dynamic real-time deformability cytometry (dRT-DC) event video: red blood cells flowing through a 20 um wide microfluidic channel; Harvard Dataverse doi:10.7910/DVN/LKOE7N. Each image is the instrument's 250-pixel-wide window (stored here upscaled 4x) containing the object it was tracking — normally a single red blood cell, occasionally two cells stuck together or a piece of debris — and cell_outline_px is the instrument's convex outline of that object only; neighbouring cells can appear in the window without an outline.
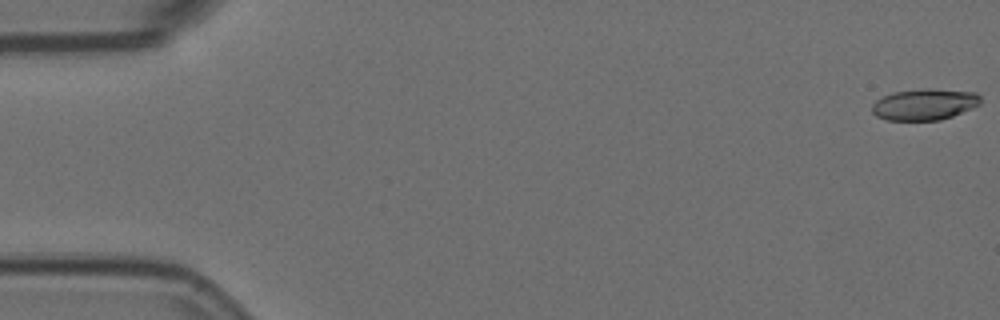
{"species": "Egyptian fruit bat (a non-hibernating species)", "species_latin": "Rousettus aegyptiacus", "temperature_condition": "room temperature", "stored_images_in_passage": 8, "camera_frame_rate_fps": 3000, "um_per_image_px": 0.085, "animal": {"sex": "female"}, "frame": {"image": 1, "passage_image": 1, "time_ms": 0.0, "image_size_px": [1000, 320], "cell_outline_px": [[980, 104], [972, 108], [952, 116], [940, 120], [888, 120], [876, 116], [872, 112], [872, 104], [876, 100], [892, 92], [924, 88], [928, 88], [976, 92], [980, 96]], "centroid_in_image_um": [78.57, 8.86], "position_along_channel_um": 6.4, "area_um2": 19.83}}
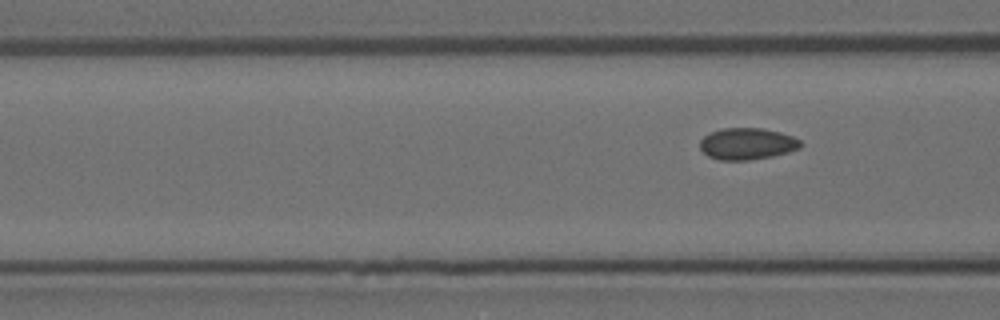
{"frame": {"image": 2, "passage_image": 8, "time_ms": 2.333, "image_size_px": [1000, 320], "cell_outline_px": [[804, 144], [800, 148], [788, 152], [772, 156], [748, 160], [720, 160], [708, 156], [700, 148], [700, 140], [704, 136], [712, 132], [724, 128], [760, 128], [780, 132], [792, 136], [800, 140]], "centroid_in_image_um": [63.53, 12.22], "position_along_channel_um": 103.1, "area_um2": 18.5}}